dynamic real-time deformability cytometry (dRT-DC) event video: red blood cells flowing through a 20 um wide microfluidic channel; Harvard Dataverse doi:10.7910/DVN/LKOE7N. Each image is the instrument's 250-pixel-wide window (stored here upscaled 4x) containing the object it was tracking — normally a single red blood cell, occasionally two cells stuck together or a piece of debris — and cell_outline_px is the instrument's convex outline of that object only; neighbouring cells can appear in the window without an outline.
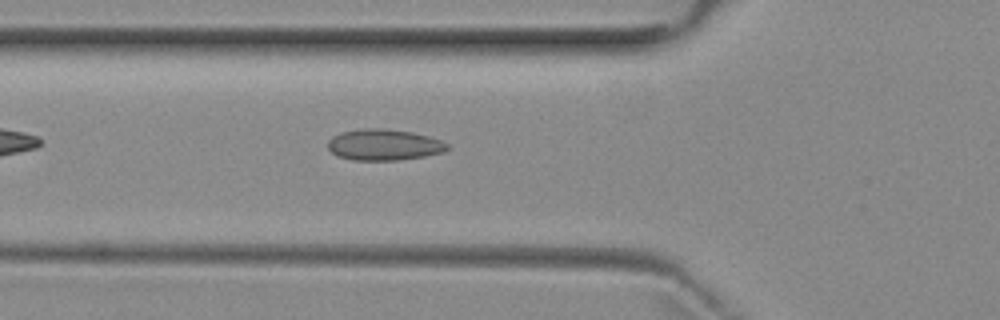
{"species": "common noctule bat (a hibernating species)", "species_latin": "Nyctalus noctula", "temperature_condition": "room temperature", "stored_images_in_passage": 5, "camera_frame_rate_fps": 3000, "um_per_image_px": 0.085, "animal": {"sex": "female", "body_mass_g": 29.2, "forearm_length_mm": 56.3}, "frame": {"image": 1, "passage_image": 5, "time_ms": 5.667, "image_size_px": [1000, 320], "cell_outline_px": [[452, 148], [444, 152], [424, 156], [400, 160], [352, 160], [336, 156], [328, 148], [328, 140], [332, 136], [340, 132], [364, 128], [388, 128], [412, 132], [428, 136], [440, 140], [448, 144]], "centroid_in_image_um": [32.64, 12.3], "position_along_channel_um": 93.2, "area_um2": 21.96}}